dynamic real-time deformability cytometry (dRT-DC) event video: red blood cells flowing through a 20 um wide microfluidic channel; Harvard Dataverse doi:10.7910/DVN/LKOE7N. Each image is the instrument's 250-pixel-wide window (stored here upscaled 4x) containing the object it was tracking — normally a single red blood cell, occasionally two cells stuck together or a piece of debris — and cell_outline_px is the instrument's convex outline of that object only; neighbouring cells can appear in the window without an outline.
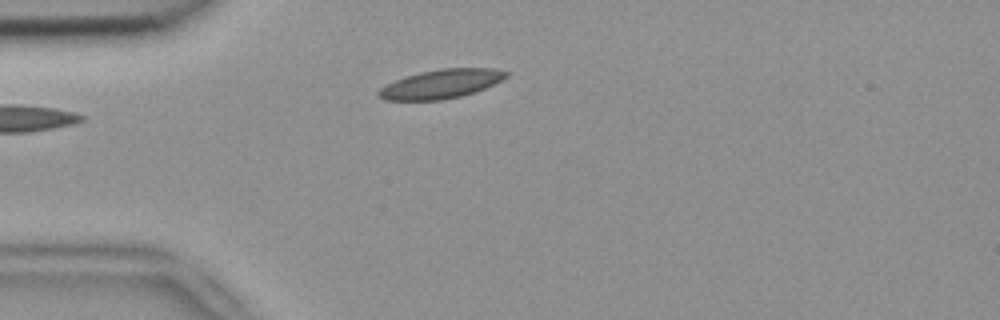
{"species": "common noctule bat (a hibernating species)", "species_latin": "Nyctalus noctula", "temperature_condition": "room temperature", "stored_images_in_passage": 2, "camera_frame_rate_fps": 3000, "um_per_image_px": 0.085, "animal": {"sex": "female", "body_mass_g": 18.4}, "frame": {"image": 1, "passage_image": 1, "time_ms": 0.0, "image_size_px": [1000, 320], "cell_outline_px": [[508, 76], [484, 88], [460, 96], [440, 100], [384, 100], [376, 96], [376, 92], [380, 88], [396, 80], [420, 72], [440, 68], [492, 68], [508, 72]], "centroid_in_image_um": [37.45, 7.13], "position_along_channel_um": 47.6, "area_um2": 21.21}}